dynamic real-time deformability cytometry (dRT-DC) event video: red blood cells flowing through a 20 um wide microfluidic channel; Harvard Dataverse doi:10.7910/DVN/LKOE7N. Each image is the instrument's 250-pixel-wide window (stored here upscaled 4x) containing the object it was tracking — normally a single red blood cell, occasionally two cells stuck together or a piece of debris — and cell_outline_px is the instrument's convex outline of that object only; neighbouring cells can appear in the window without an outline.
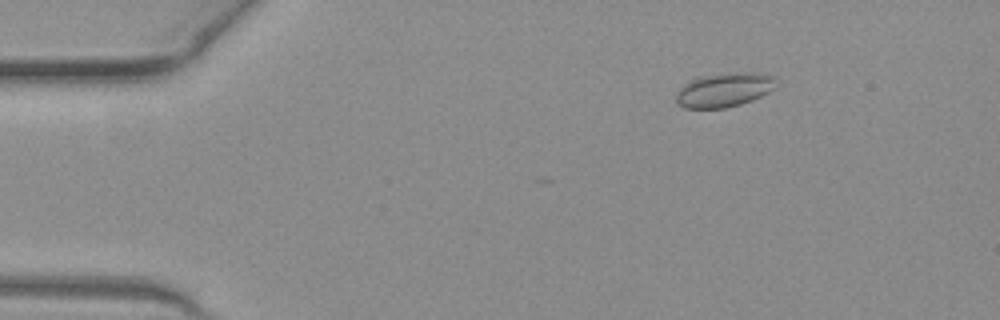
{"species": "common noctule bat (a hibernating species)", "species_latin": "Nyctalus noctula", "temperature_condition": "warm", "stored_images_in_passage": 6, "camera_frame_rate_fps": 3000, "um_per_image_px": 0.085, "animal": {"sex": "female", "body_mass_g": 19.3, "forearm_length_mm": 54.1}, "frame": {"image": 1, "passage_image": 1, "time_ms": 0.0, "image_size_px": [1000, 320], "cell_outline_px": [[776, 88], [752, 100], [740, 104], [724, 108], [684, 108], [676, 100], [676, 96], [680, 88], [696, 76], [744, 72], [756, 72], [776, 76]], "centroid_in_image_um": [61.59, 7.63], "position_along_channel_um": 23.4, "area_um2": 19.88}}